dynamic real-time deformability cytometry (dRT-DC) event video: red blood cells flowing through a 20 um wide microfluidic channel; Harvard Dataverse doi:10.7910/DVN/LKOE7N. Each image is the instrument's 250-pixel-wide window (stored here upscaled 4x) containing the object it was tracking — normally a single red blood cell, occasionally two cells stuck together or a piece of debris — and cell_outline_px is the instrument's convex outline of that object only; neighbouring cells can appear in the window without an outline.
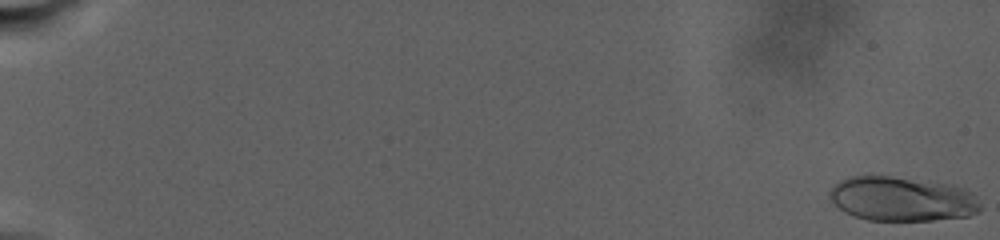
{"species": "human", "species_latin": "Homo sapiens", "temperature_condition": "warm", "stored_images_in_passage": 75, "camera_frame_rate_fps": 3000, "um_per_image_px": 0.085, "donor": {"sex": "male"}, "frame": {"image": 1, "passage_image": 1, "time_ms": 0.0, "image_size_px": [1000, 240], "cell_outline_px": [[980, 212], [968, 216], [932, 220], [868, 220], [844, 212], [828, 196], [832, 188], [840, 180], [852, 176], [888, 176], [928, 180], [952, 184], [964, 188], [972, 192], [980, 204]], "centroid_in_image_um": [76.71, 16.9], "position_along_channel_um": 8.3, "area_um2": 39.07}}
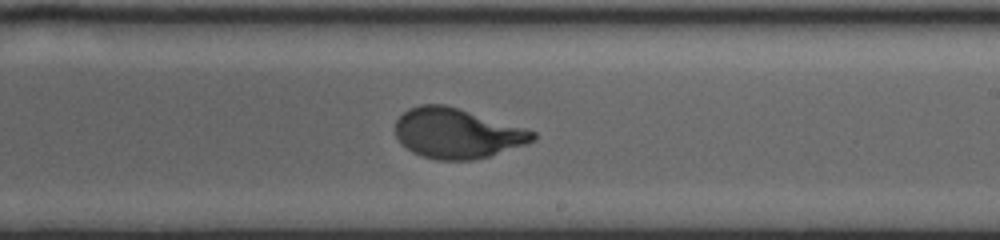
{"frame": {"image": 2, "passage_image": 50, "time_ms": 20.0, "image_size_px": [1000, 240], "cell_outline_px": [[536, 140], [488, 156], [472, 160], [436, 160], [420, 156], [412, 152], [396, 136], [396, 120], [408, 108], [420, 104], [444, 104], [536, 132]], "centroid_in_image_um": [38.81, 11.33], "position_along_channel_um": 250.2, "area_um2": 39.48}}
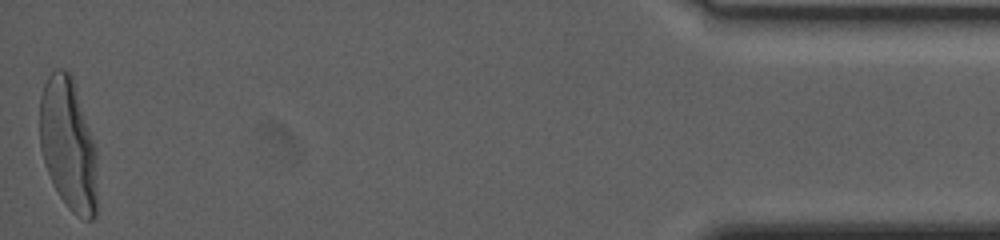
{"frame": {"image": 3, "passage_image": 75, "time_ms": 31.0, "image_size_px": [1000, 240], "cell_outline_px": [[96, 216], [92, 220], [88, 220], [72, 212], [68, 208], [60, 196], [44, 164], [40, 148], [40, 96], [44, 84], [48, 76], [56, 68], [60, 68], [68, 72], [72, 76], [96, 148]], "centroid_in_image_um": [5.79, 12.27], "position_along_channel_um": 429.4, "area_um2": 44.04}, "authors_computed_cell_mechanics": {"area_um2": 39.4774, "velocity_mm_per_s": 2.3179, "shape_relaxation_time_tau1_ms": 6.5892, "shape_relaxation_time_tau2_ms": null, "deformation_change_tau1": 0.2531, "deformation_change_tau2": null}}